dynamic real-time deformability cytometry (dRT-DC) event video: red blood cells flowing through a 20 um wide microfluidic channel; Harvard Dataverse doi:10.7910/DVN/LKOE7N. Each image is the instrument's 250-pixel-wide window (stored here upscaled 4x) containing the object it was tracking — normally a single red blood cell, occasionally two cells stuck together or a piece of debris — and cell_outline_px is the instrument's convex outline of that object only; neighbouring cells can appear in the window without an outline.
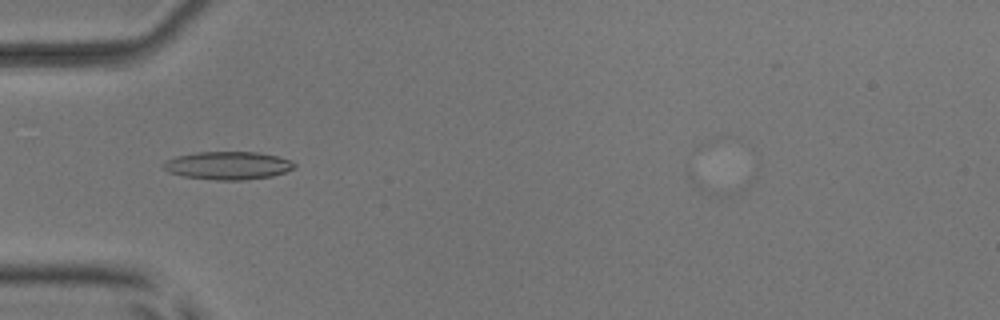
{"species": "common noctule bat (a hibernating species)", "species_latin": "Nyctalus noctula", "temperature_condition": "room temperature", "stored_images_in_passage": 35, "camera_frame_rate_fps": 3000, "um_per_image_px": 0.085, "animal": {"sex": "male", "body_mass_g": 17.9, "forearm_length_mm": 54.2}, "frame": {"image": 1, "passage_image": 1, "time_ms": 0.0, "image_size_px": [1000, 320], "cell_outline_px": [[296, 164], [292, 168], [284, 172], [272, 176], [244, 180], [216, 180], [184, 176], [168, 172], [160, 164], [176, 156], [196, 152], [260, 152], [292, 160]], "centroid_in_image_um": [19.36, 14.06], "position_along_channel_um": 65.6, "area_um2": 21.33}}
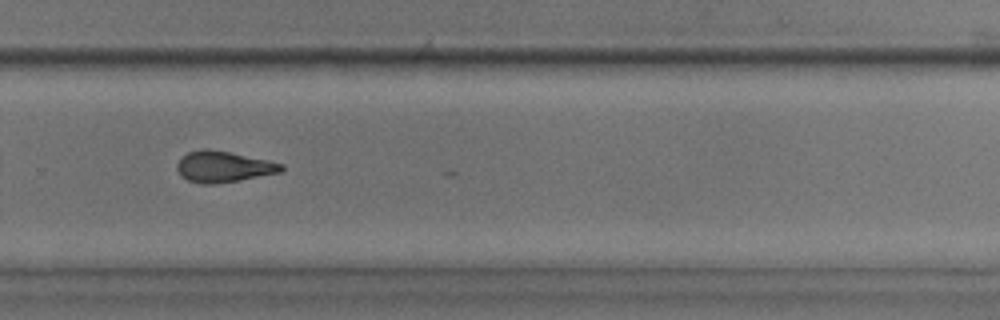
{"frame": {"image": 2, "passage_image": 20, "time_ms": 6.333, "image_size_px": [1000, 320], "cell_outline_px": [[284, 168], [280, 172], [236, 180], [212, 184], [200, 184], [188, 180], [176, 168], [176, 164], [180, 156], [188, 152], [200, 148], [208, 148], [268, 160], [284, 164]], "centroid_in_image_um": [18.95, 14.14], "position_along_channel_um": 310.9, "area_um2": 18.67}}
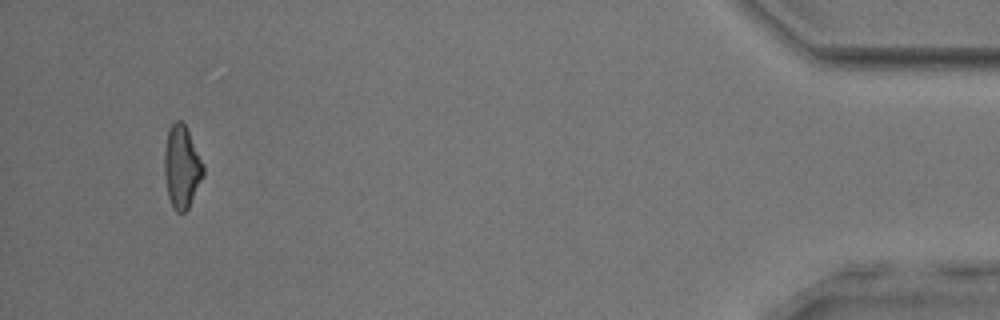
{"frame": {"image": 3, "passage_image": 34, "time_ms": 11.0, "image_size_px": [1000, 320], "cell_outline_px": [[204, 176], [188, 208], [184, 212], [176, 212], [172, 208], [168, 196], [164, 176], [164, 152], [168, 128], [176, 120], [180, 120], [184, 124], [204, 164]], "centroid_in_image_um": [15.44, 14.21], "position_along_channel_um": 419.8, "area_um2": 18.79}}